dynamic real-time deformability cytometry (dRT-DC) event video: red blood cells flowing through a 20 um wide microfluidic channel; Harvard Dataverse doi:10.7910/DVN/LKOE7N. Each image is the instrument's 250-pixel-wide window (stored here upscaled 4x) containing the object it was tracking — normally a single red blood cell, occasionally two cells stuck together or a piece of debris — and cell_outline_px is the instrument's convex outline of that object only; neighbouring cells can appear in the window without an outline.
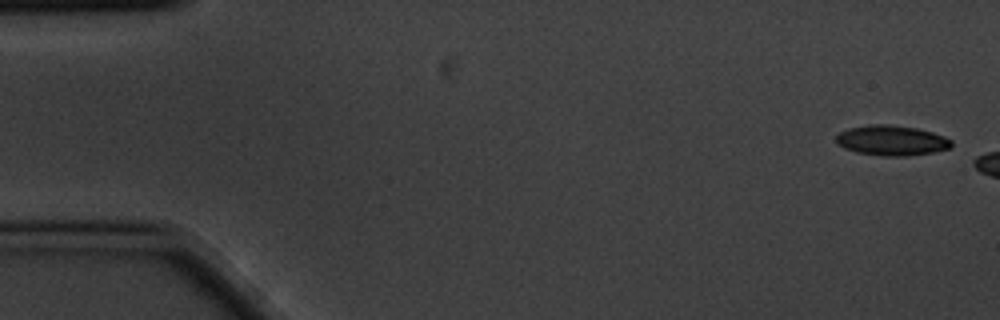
{"species": "common noctule bat (a hibernating species)", "species_latin": "Nyctalus noctula", "temperature_condition": "cold", "stored_images_in_passage": 4, "camera_frame_rate_fps": 3000, "um_per_image_px": 0.085, "animal": {"sex": "male", "body_mass_g": 20.1, "forearm_length_mm": 53.5}, "frame": {"image": 1, "passage_image": 1, "time_ms": 0.0, "image_size_px": [1000, 320], "cell_outline_px": [[952, 148], [932, 152], [904, 156], [884, 156], [856, 152], [844, 148], [836, 144], [836, 136], [840, 132], [848, 128], [872, 124], [884, 124], [916, 128], [932, 132], [944, 136], [952, 140]], "centroid_in_image_um": [75.78, 11.94], "position_along_channel_um": 9.2, "area_um2": 20.23}}